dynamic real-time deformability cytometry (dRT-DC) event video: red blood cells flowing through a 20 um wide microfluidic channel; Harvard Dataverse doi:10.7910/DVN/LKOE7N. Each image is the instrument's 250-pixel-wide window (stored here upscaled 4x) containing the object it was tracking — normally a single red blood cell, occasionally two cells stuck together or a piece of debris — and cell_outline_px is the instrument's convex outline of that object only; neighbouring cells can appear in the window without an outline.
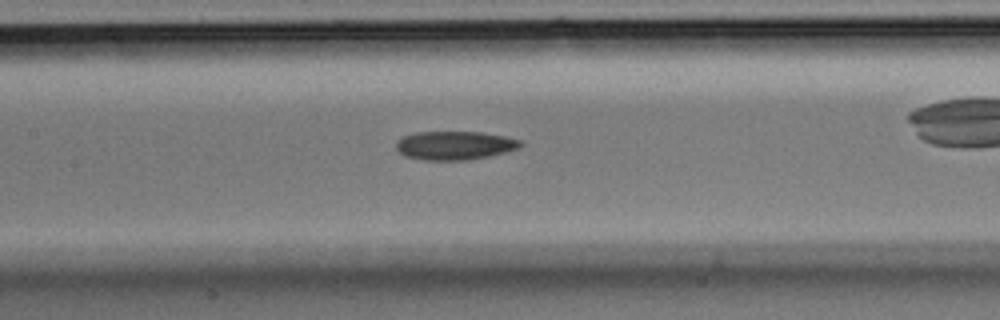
{"species": "Egyptian fruit bat (a non-hibernating species)", "species_latin": "Rousettus aegyptiacus", "temperature_condition": "room temperature", "stored_images_in_passage": 35, "camera_frame_rate_fps": 3000, "um_per_image_px": 0.085, "animal": {"sex": "male"}, "frame": {"image": 1, "passage_image": 16, "time_ms": 5.0, "image_size_px": [1000, 320], "cell_outline_px": [[524, 144], [520, 148], [488, 156], [468, 160], [424, 160], [404, 156], [396, 148], [396, 140], [404, 136], [416, 132], [480, 132], [504, 136], [520, 140]], "centroid_in_image_um": [38.64, 12.36], "position_along_channel_um": 168.8, "area_um2": 20.75}}
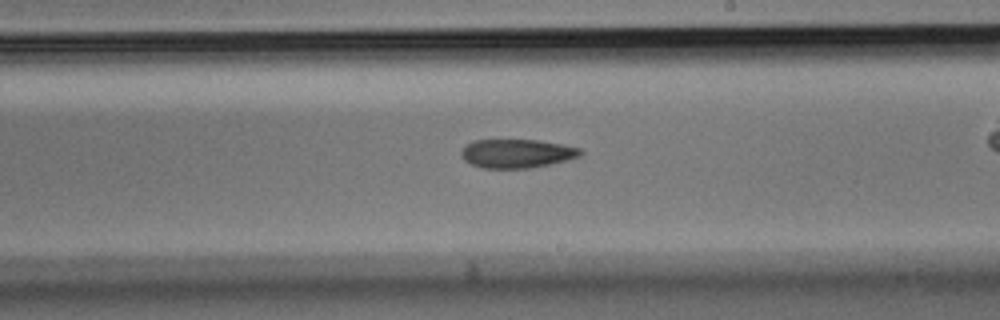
{"frame": {"image": 2, "passage_image": 20, "time_ms": 6.333, "image_size_px": [1000, 320], "cell_outline_px": [[584, 152], [580, 156], [532, 168], [484, 168], [472, 164], [464, 160], [460, 156], [460, 152], [464, 144], [472, 140], [540, 140], [564, 144], [580, 148]], "centroid_in_image_um": [43.9, 13.03], "position_along_channel_um": 245.1, "area_um2": 20.11}}
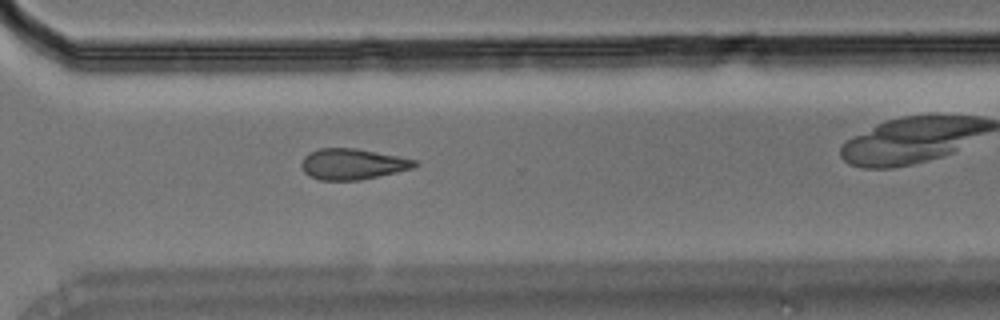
{"frame": {"image": 3, "passage_image": 25, "time_ms": 8.0, "image_size_px": [1000, 320], "cell_outline_px": [[420, 164], [412, 168], [396, 172], [360, 180], [320, 180], [308, 176], [304, 172], [300, 164], [304, 156], [308, 152], [320, 148], [356, 148], [420, 160]], "centroid_in_image_um": [29.97, 13.94], "position_along_channel_um": 340.6, "area_um2": 20.58}}